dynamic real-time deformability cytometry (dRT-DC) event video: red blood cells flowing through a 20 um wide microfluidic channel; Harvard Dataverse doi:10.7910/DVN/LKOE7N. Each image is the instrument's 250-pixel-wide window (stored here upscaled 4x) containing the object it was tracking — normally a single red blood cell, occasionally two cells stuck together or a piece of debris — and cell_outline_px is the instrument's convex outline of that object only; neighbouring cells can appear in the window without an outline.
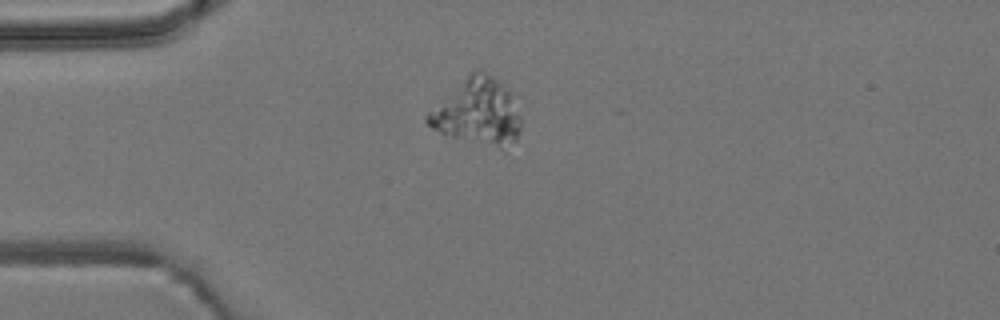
{"species": "common noctule bat (a hibernating species)", "species_latin": "Nyctalus noctula", "temperature_condition": "room temperature", "stored_images_in_passage": 3, "camera_frame_rate_fps": 3000, "um_per_image_px": 0.085, "animal": {"sex": "male", "body_mass_g": 19.2, "forearm_length_mm": 51.8}, "frame": {"image": 1, "passage_image": 1, "time_ms": 0.0, "image_size_px": [1000, 320], "cell_outline_px": [[520, 132], [516, 140], [504, 152], [444, 136], [432, 128], [424, 120], [424, 116], [468, 72], [476, 68], [480, 68], [492, 76], [508, 88], [520, 116]], "centroid_in_image_um": [40.59, 9.57], "position_along_channel_um": 44.4, "area_um2": 37.17}}
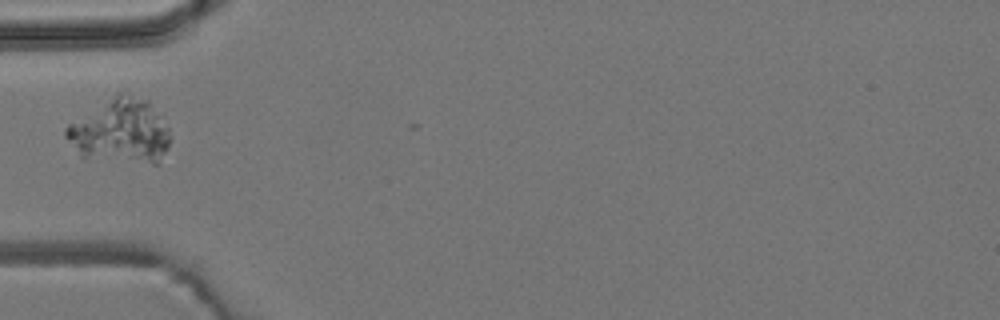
{"frame": {"image": 2, "passage_image": 2, "time_ms": 1.333, "image_size_px": [1000, 320], "cell_outline_px": [[172, 136], [168, 148], [160, 164], [152, 164], [80, 156], [64, 136], [64, 128], [68, 124], [120, 92], [124, 92], [148, 100], [168, 128]], "centroid_in_image_um": [10.27, 11.17], "position_along_channel_um": 74.7, "area_um2": 38.9}}